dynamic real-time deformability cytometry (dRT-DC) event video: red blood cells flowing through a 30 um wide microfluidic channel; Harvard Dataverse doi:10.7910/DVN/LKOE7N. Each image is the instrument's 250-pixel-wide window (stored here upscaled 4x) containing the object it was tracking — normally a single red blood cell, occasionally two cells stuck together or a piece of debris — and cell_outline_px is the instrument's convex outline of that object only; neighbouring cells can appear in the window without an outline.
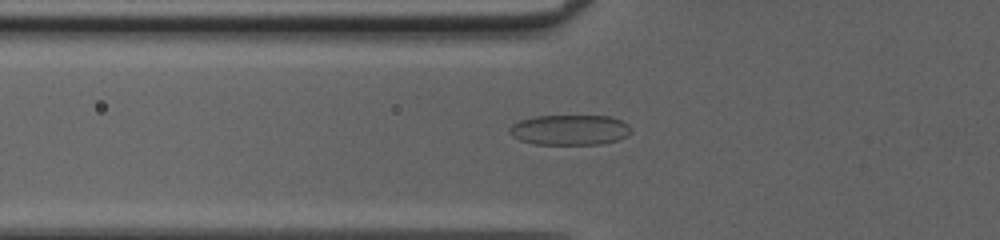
{"species": "common noctule bat (a hibernating species)", "species_latin": "Nyctalus noctula", "temperature_condition": "cold", "stored_images_in_passage": 52, "camera_frame_rate_fps": 3000, "um_per_image_px": 0.085, "animal": {"sex": "female", "body_mass_g": 20.0, "forearm_length_mm": 54.0}, "frame": {"image": 1, "passage_image": 21, "time_ms": 6.667, "image_size_px": [1000, 240], "cell_outline_px": [[632, 132], [628, 136], [616, 140], [600, 144], [536, 144], [520, 140], [512, 136], [508, 132], [508, 128], [512, 124], [520, 120], [532, 116], [612, 116], [628, 124], [632, 128]], "centroid_in_image_um": [48.43, 11.03], "position_along_channel_um": 77.4, "area_um2": 21.62}}
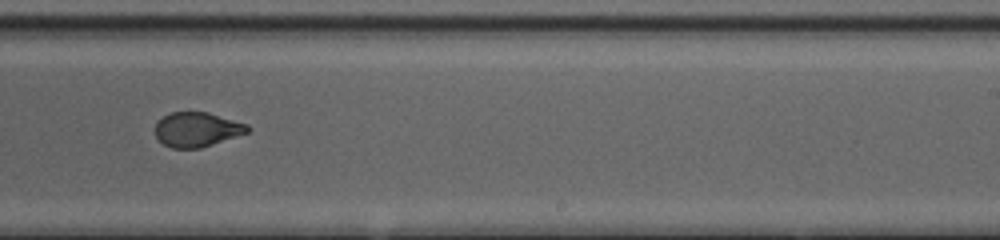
{"frame": {"image": 2, "passage_image": 35, "time_ms": 11.333, "image_size_px": [1000, 240], "cell_outline_px": [[252, 128], [248, 132], [200, 148], [172, 148], [164, 144], [156, 136], [156, 120], [172, 112], [208, 112], [248, 124]], "centroid_in_image_um": [16.75, 10.99], "position_along_channel_um": 272.3, "area_um2": 18.5}}
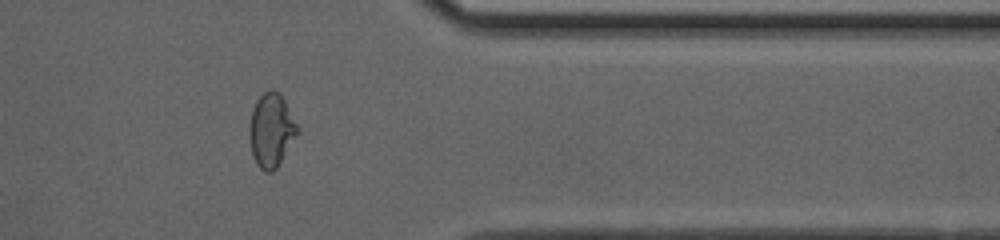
{"frame": {"image": 3, "passage_image": 44, "time_ms": 14.333, "image_size_px": [1000, 240], "cell_outline_px": [[296, 136], [276, 168], [272, 172], [264, 172], [256, 164], [252, 156], [248, 132], [248, 128], [252, 108], [256, 100], [264, 92], [272, 88], [280, 92], [296, 124]], "centroid_in_image_um": [23.0, 11.06], "position_along_channel_um": 388.4, "area_um2": 20.46}}